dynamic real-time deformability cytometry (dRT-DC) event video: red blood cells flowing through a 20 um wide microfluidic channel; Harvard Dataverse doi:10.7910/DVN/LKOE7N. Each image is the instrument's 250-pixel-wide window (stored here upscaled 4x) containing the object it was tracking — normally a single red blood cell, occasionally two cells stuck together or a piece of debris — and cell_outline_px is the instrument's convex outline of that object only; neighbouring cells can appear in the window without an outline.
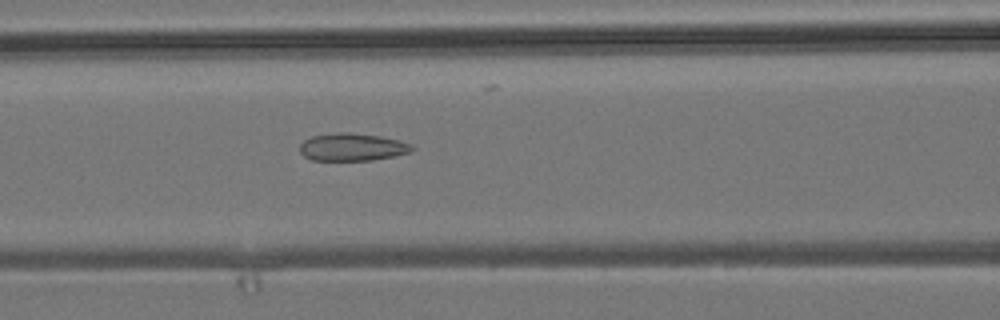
{"species": "common noctule bat (a hibernating species)", "species_latin": "Nyctalus noctula", "temperature_condition": "room temperature", "stored_images_in_passage": 49, "camera_frame_rate_fps": 3000, "um_per_image_px": 0.085, "animal": {"sex": "male", "body_mass_g": 19.2, "forearm_length_mm": 51.8}, "frame": {"image": 1, "passage_image": 18, "time_ms": 5.667, "image_size_px": [1000, 320], "cell_outline_px": [[416, 148], [408, 152], [396, 156], [372, 160], [312, 160], [304, 156], [300, 152], [300, 144], [304, 140], [312, 136], [340, 132], [348, 132], [380, 136], [400, 140], [412, 144]], "centroid_in_image_um": [29.96, 12.5], "position_along_channel_um": 136.6, "area_um2": 18.09}}
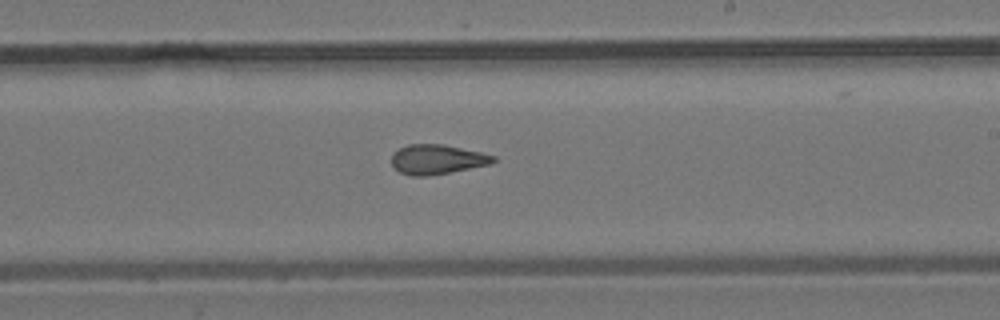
{"frame": {"image": 2, "passage_image": 27, "time_ms": 8.667, "image_size_px": [1000, 320], "cell_outline_px": [[500, 160], [492, 164], [428, 176], [412, 176], [400, 172], [392, 164], [392, 152], [408, 144], [444, 144], [480, 152], [496, 156]], "centroid_in_image_um": [37.19, 13.54], "position_along_channel_um": 251.8, "area_um2": 17.69}}
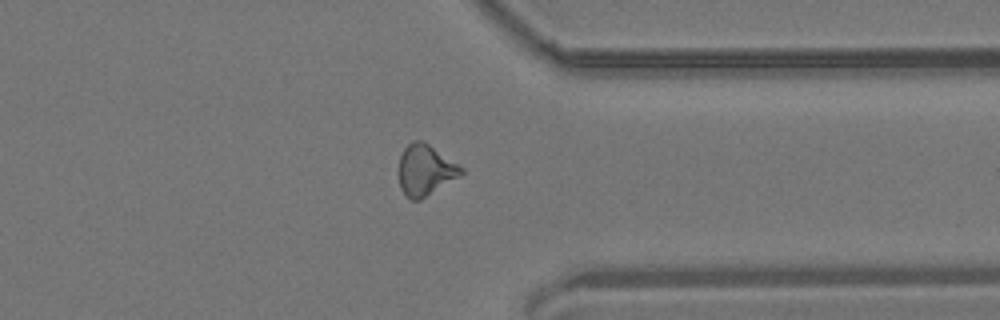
{"frame": {"image": 3, "passage_image": 37, "time_ms": 12.0, "image_size_px": [1000, 320], "cell_outline_px": [[464, 172], [460, 176], [420, 200], [412, 200], [400, 188], [400, 156], [404, 148], [412, 140], [424, 140], [464, 168]], "centroid_in_image_um": [36.17, 14.43], "position_along_channel_um": 375.2, "area_um2": 18.38}, "authors_computed_cell_mechanics": {"area_um2": 17.9758, "velocity_mm_per_s": 3.8427, "shape_relaxation_time_tau1_ms": null, "shape_relaxation_time_tau2_ms": 2.2533, "deformation_change_tau1": null, "deformation_change_tau2": 0.1066}}